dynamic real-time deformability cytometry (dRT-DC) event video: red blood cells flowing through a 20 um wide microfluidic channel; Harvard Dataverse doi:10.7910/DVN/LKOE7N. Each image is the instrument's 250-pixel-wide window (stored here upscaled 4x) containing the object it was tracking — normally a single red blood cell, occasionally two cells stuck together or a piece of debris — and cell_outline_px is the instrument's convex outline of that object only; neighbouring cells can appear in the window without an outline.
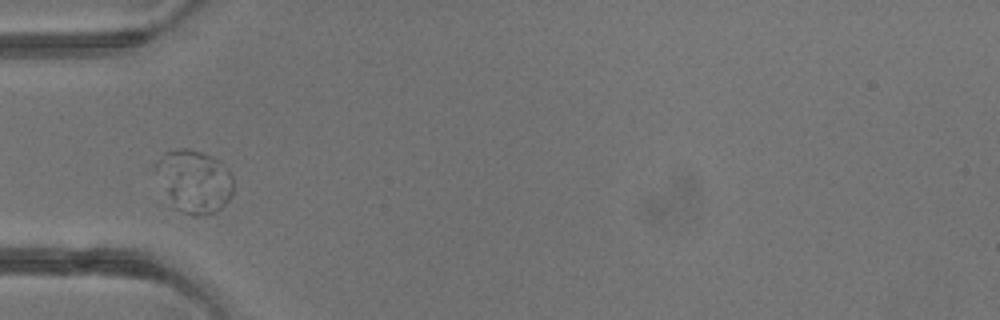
{"species": "common noctule bat (a hibernating species)", "species_latin": "Nyctalus noctula", "temperature_condition": "warm", "stored_images_in_passage": 3, "camera_frame_rate_fps": 3000, "um_per_image_px": 0.085, "animal": {"sex": "male", "body_mass_g": 13.3}, "frame": {"image": 1, "passage_image": 2, "time_ms": 1.333, "image_size_px": [1000, 320], "cell_outline_px": [[232, 196], [216, 212], [204, 216], [192, 216], [168, 204], [156, 168], [156, 164], [164, 152], [180, 148], [188, 148], [212, 156], [220, 160], [232, 176]], "centroid_in_image_um": [16.51, 15.42], "position_along_channel_um": 68.5, "area_um2": 28.32}}
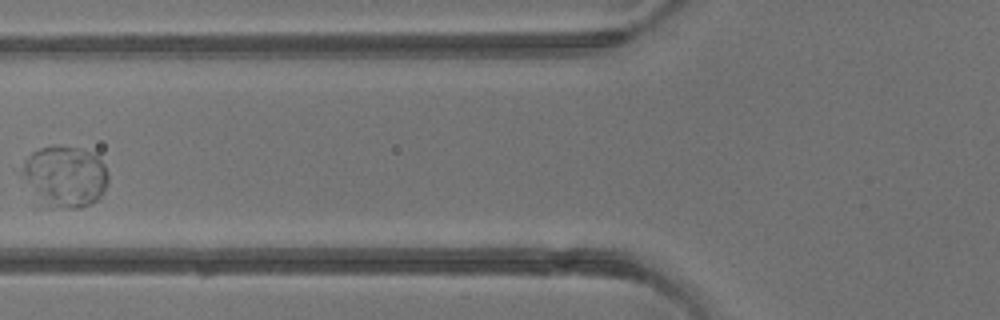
{"frame": {"image": 2, "passage_image": 3, "time_ms": 2.333, "image_size_px": [1000, 320], "cell_outline_px": [[108, 180], [104, 192], [92, 204], [80, 208], [72, 208], [44, 204], [28, 180], [24, 172], [24, 164], [28, 156], [32, 152], [40, 148], [80, 148], [92, 152], [104, 164], [108, 176]], "centroid_in_image_um": [5.64, 15.0], "position_along_channel_um": 120.2, "area_um2": 29.25}}